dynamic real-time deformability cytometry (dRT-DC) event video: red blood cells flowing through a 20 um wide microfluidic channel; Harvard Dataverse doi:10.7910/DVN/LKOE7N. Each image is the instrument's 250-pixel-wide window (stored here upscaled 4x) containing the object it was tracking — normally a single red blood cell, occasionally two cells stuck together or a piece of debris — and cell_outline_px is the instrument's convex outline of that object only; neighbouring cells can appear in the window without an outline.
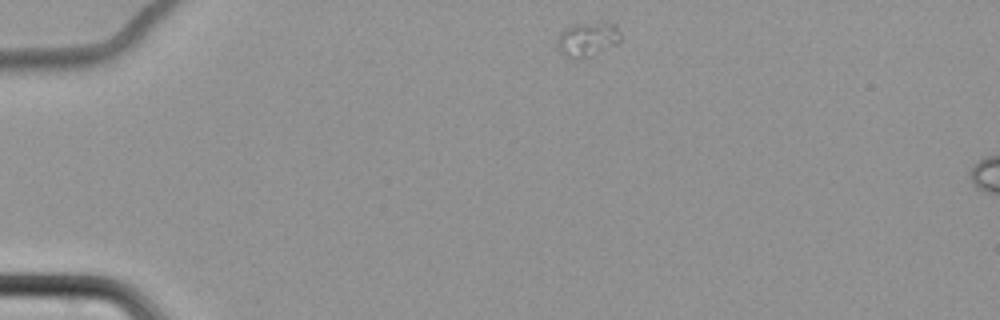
{"species": "common noctule bat (a hibernating species)", "species_latin": "Nyctalus noctula", "temperature_condition": "cold", "stored_images_in_passage": 48, "camera_frame_rate_fps": 3000, "um_per_image_px": 0.085, "animal": {"sex": "female", "body_mass_g": 22.7, "forearm_length_mm": 54.2}, "frame": {"image": 1, "passage_image": 1, "time_ms": 0.0, "image_size_px": [1000, 320], "cell_outline_px": [[620, 44], [584, 60], [572, 60], [564, 56], [560, 52], [556, 40], [560, 32], [576, 24], [604, 20], [616, 24], [620, 32]], "centroid_in_image_um": [49.99, 3.36], "position_along_channel_um": 35.0, "area_um2": 13.53}}
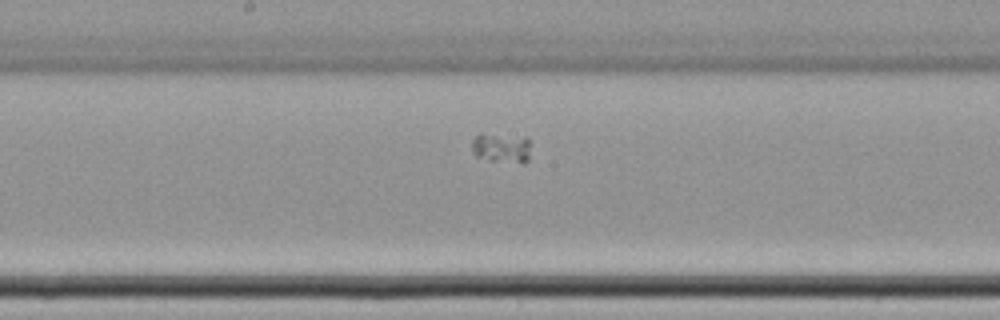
{"frame": {"image": 2, "passage_image": 21, "time_ms": 6.667, "image_size_px": [1000, 320], "cell_outline_px": [[528, 160], [524, 164], [488, 160], [476, 156], [472, 152], [472, 140], [480, 132], [528, 136]], "centroid_in_image_um": [42.61, 12.54], "position_along_channel_um": 205.6, "area_um2": 10.64}}
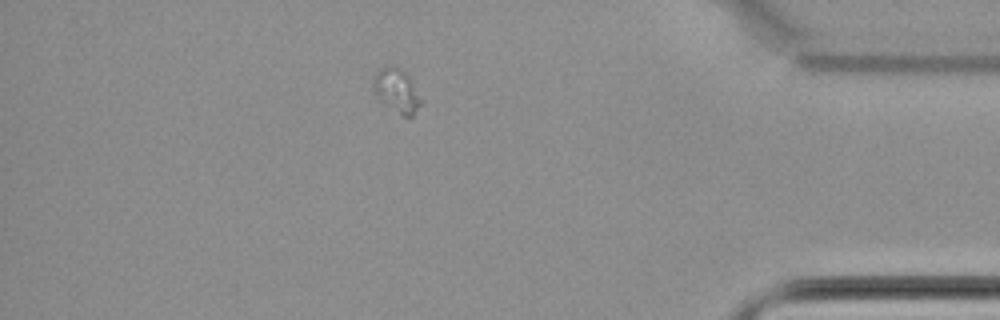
{"frame": {"image": 3, "passage_image": 41, "time_ms": 13.333, "image_size_px": [1000, 320], "cell_outline_px": [[424, 100], [412, 116], [400, 116], [384, 104], [376, 96], [372, 88], [372, 80], [376, 72], [380, 68], [388, 64], [396, 64], [408, 76]], "centroid_in_image_um": [33.7, 7.69], "position_along_channel_um": 401.5, "area_um2": 12.6}}